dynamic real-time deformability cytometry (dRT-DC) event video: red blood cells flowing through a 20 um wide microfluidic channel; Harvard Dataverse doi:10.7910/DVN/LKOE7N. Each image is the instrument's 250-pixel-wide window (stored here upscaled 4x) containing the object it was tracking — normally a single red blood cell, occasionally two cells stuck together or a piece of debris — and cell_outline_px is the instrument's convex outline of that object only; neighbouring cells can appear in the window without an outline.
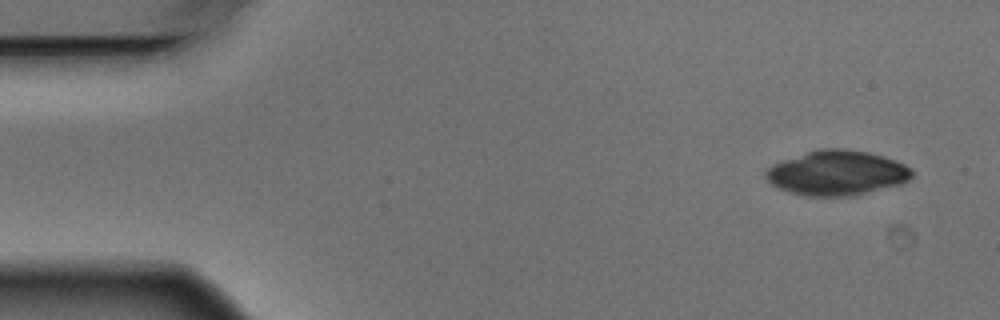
{"species": "Egyptian fruit bat (a non-hibernating species)", "species_latin": "Rousettus aegyptiacus", "temperature_condition": "warm", "stored_images_in_passage": 3, "camera_frame_rate_fps": 3000, "um_per_image_px": 0.085, "animal": {"sex": "male"}, "frame": {"image": 1, "passage_image": 1, "time_ms": 0.0, "image_size_px": [1000, 320], "cell_outline_px": [[912, 176], [904, 184], [852, 196], [804, 196], [788, 192], [776, 188], [764, 176], [764, 172], [772, 164], [820, 148], [844, 148], [868, 152], [884, 156], [904, 164], [912, 172]], "centroid_in_image_um": [71.13, 14.71], "position_along_channel_um": 13.9, "area_um2": 38.32}}